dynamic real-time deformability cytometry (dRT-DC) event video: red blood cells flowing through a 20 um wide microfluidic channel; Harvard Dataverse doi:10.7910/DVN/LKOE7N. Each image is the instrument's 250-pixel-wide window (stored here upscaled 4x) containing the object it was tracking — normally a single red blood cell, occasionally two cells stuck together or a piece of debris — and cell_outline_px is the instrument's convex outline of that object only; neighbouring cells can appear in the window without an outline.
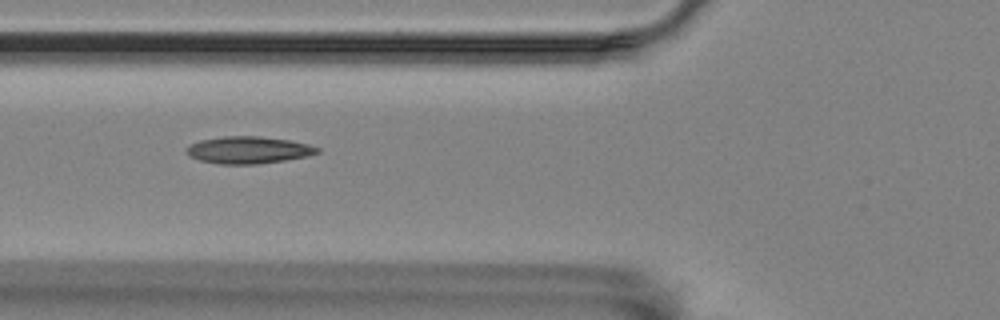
{"species": "Egyptian fruit bat (a non-hibernating species)", "species_latin": "Rousettus aegyptiacus", "temperature_condition": "room temperature", "stored_images_in_passage": 42, "camera_frame_rate_fps": 3000, "um_per_image_px": 0.085, "animal": {"sex": "female"}, "frame": {"image": 1, "passage_image": 6, "time_ms": 1.667, "image_size_px": [1000, 320], "cell_outline_px": [[320, 152], [308, 156], [284, 160], [256, 164], [220, 164], [200, 160], [188, 156], [184, 152], [184, 148], [188, 144], [200, 140], [224, 136], [260, 136], [288, 140], [308, 144], [320, 148]], "centroid_in_image_um": [21.06, 12.75], "position_along_channel_um": 104.7, "area_um2": 20.81}}
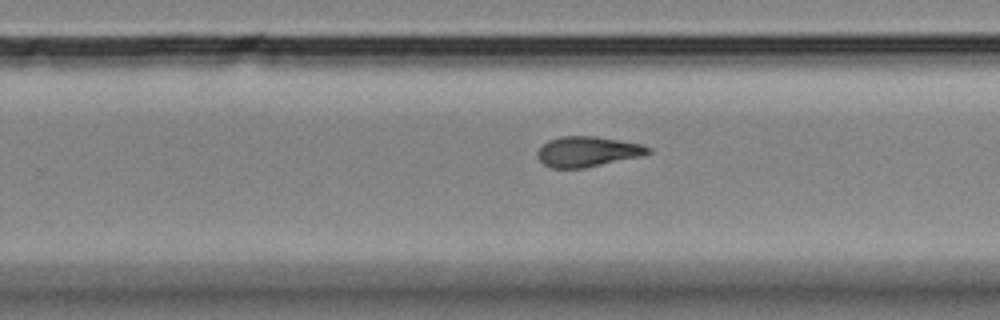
{"frame": {"image": 2, "passage_image": 21, "time_ms": 6.667, "image_size_px": [1000, 320], "cell_outline_px": [[652, 152], [640, 156], [584, 168], [552, 168], [544, 164], [536, 156], [536, 152], [548, 140], [560, 136], [596, 136], [620, 140], [640, 144], [652, 148]], "centroid_in_image_um": [49.92, 12.88], "position_along_channel_um": 279.9, "area_um2": 19.48}}
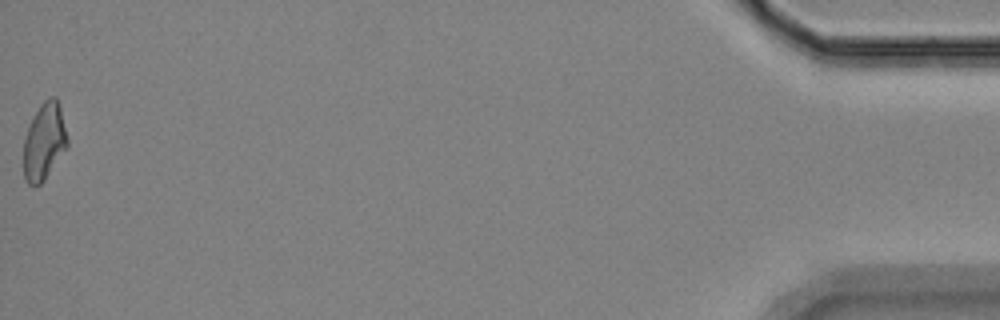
{"frame": {"image": 3, "passage_image": 42, "time_ms": 13.667, "image_size_px": [1000, 320], "cell_outline_px": [[68, 148], [44, 180], [40, 184], [28, 184], [24, 176], [24, 140], [28, 128], [40, 104], [48, 96], [56, 96], [60, 108], [68, 140]], "centroid_in_image_um": [3.78, 12.03], "position_along_channel_um": 431.4, "area_um2": 19.48}, "authors_computed_cell_mechanics": {"area_um2": 19.4208, "velocity_mm_per_s": 3.4961, "shape_relaxation_time_tau1_ms": null, "shape_relaxation_time_tau2_ms": 2.1556, "deformation_change_tau1": null, "deformation_change_tau2": 0.0882}}